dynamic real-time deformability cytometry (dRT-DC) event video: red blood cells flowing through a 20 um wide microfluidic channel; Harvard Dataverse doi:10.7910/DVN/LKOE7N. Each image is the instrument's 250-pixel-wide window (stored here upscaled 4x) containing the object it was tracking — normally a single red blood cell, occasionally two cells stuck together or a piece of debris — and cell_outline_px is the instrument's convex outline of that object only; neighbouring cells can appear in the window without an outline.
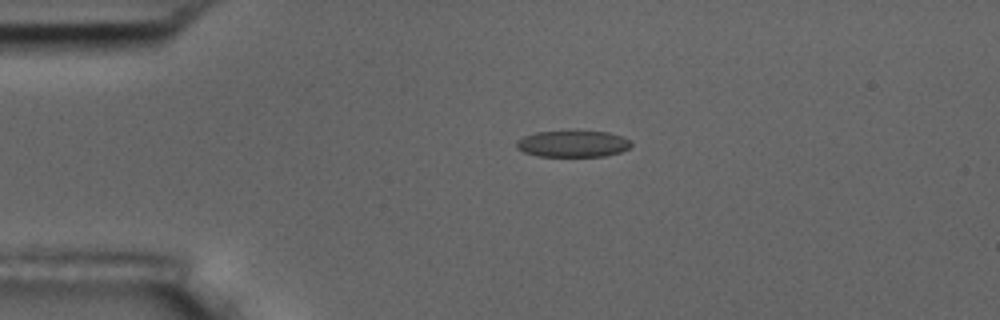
{"species": "common noctule bat (a hibernating species)", "species_latin": "Nyctalus noctula", "temperature_condition": "room temperature", "stored_images_in_passage": 6, "camera_frame_rate_fps": 3000, "um_per_image_px": 0.085, "animal": {"sex": "male", "body_mass_g": 17.5, "forearm_length_mm": 52.3}, "frame": {"image": 1, "passage_image": 3, "time_ms": 2.333, "image_size_px": [1000, 320], "cell_outline_px": [[632, 144], [628, 148], [620, 152], [604, 156], [536, 156], [524, 152], [516, 148], [516, 140], [524, 136], [536, 132], [608, 132], [624, 136]], "centroid_in_image_um": [48.67, 12.23], "position_along_channel_um": 36.3, "area_um2": 17.51}}
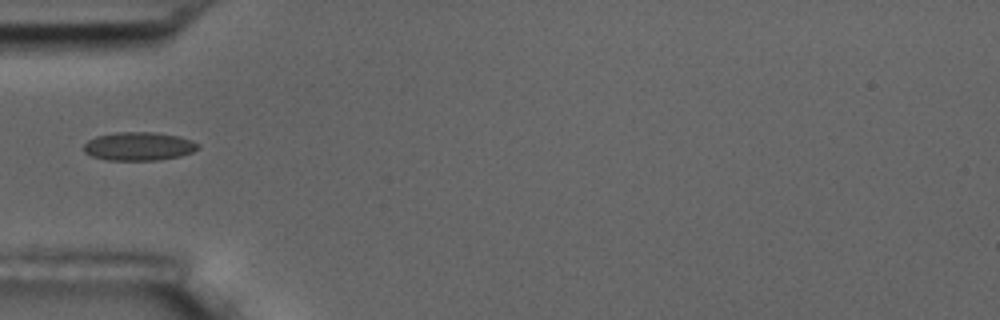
{"frame": {"image": 2, "passage_image": 4, "time_ms": 4.333, "image_size_px": [1000, 320], "cell_outline_px": [[200, 148], [192, 152], [180, 156], [160, 160], [108, 160], [92, 156], [84, 152], [84, 144], [88, 140], [96, 136], [116, 132], [152, 132], [180, 136], [192, 140], [200, 144]], "centroid_in_image_um": [11.82, 12.43], "position_along_channel_um": 73.2, "area_um2": 19.07}}